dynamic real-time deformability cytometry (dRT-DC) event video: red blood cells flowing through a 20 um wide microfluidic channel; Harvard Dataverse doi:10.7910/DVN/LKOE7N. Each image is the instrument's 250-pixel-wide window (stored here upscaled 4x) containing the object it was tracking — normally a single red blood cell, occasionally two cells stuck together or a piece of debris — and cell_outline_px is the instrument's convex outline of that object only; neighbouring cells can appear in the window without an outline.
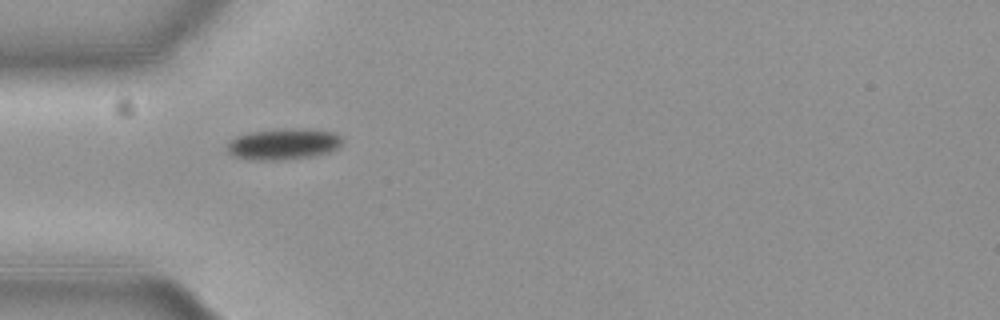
{"species": "common noctule bat (a hibernating species)", "species_latin": "Nyctalus noctula", "temperature_condition": "cold", "stored_images_in_passage": 24, "camera_frame_rate_fps": 3000, "um_per_image_px": 0.085, "animal": {"sex": "female", "body_mass_g": 19.3, "forearm_length_mm": 54.1}, "frame": {"image": 1, "passage_image": 1, "time_ms": 0.0, "image_size_px": [1000, 320], "cell_outline_px": [[340, 144], [336, 148], [328, 152], [308, 156], [272, 160], [236, 156], [228, 152], [228, 144], [236, 136], [248, 132], [276, 128], [316, 128], [332, 132], [340, 136]], "centroid_in_image_um": [24.11, 12.18], "position_along_channel_um": 60.9, "area_um2": 20.46}}
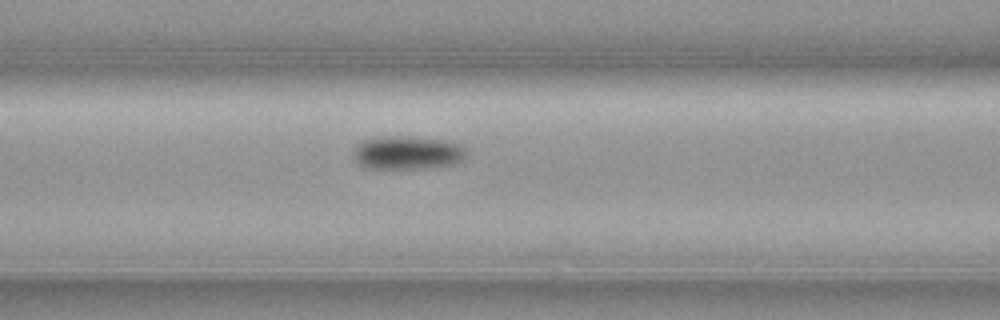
{"frame": {"image": 2, "passage_image": 7, "time_ms": 2.0, "image_size_px": [1000, 320], "cell_outline_px": [[468, 156], [464, 160], [452, 164], [416, 168], [368, 168], [360, 164], [356, 160], [352, 152], [364, 140], [384, 136], [404, 136], [448, 140], [464, 144], [468, 148]], "centroid_in_image_um": [34.74, 12.96], "position_along_channel_um": 131.9, "area_um2": 22.08}}
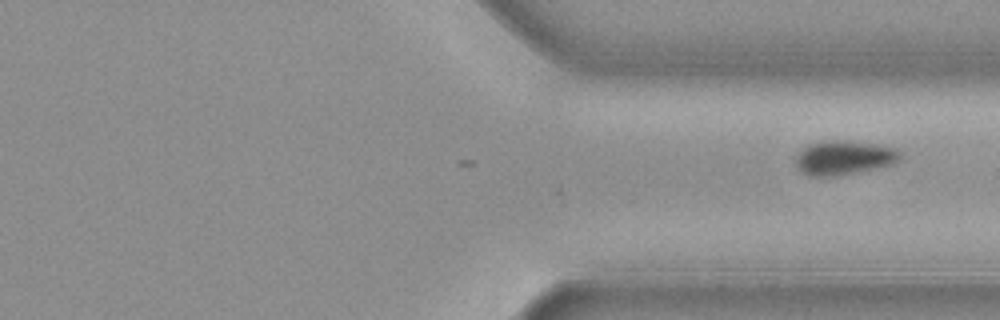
{"frame": {"image": 3, "passage_image": 24, "time_ms": 7.667, "image_size_px": [1000, 320], "cell_outline_px": [[900, 160], [896, 164], [840, 176], [812, 176], [804, 172], [796, 164], [796, 156], [808, 144], [828, 140], [844, 140], [896, 148], [900, 152]], "centroid_in_image_um": [71.78, 13.41], "position_along_channel_um": 339.6, "area_um2": 20.69}}